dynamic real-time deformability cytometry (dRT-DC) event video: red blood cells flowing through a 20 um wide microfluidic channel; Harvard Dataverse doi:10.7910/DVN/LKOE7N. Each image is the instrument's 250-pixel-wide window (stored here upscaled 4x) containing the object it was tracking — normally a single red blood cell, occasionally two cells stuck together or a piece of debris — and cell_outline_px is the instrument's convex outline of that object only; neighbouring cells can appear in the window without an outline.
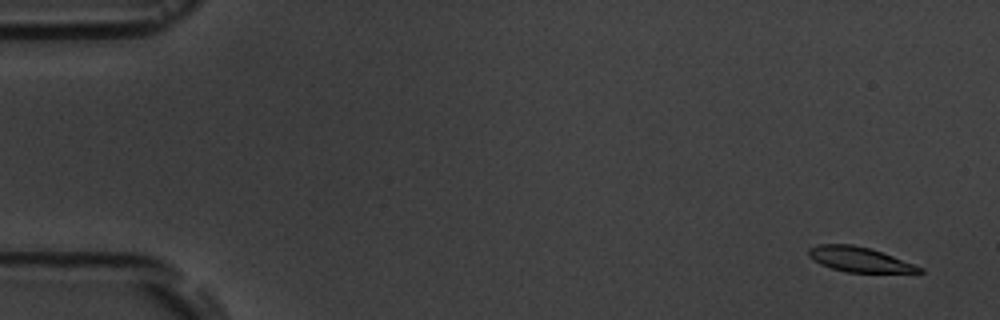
{"species": "common noctule bat (a hibernating species)", "species_latin": "Nyctalus noctula", "temperature_condition": "room temperature", "stored_images_in_passage": 6, "camera_frame_rate_fps": 3000, "um_per_image_px": 0.085, "animal": {"sex": "male", "body_mass_g": 19.5, "forearm_length_mm": 54.6}, "frame": {"image": 1, "passage_image": 6, "time_ms": 6.667, "image_size_px": [1000, 320], "cell_outline_px": [[924, 272], [844, 272], [820, 264], [808, 256], [808, 248], [820, 244], [852, 244], [868, 248], [892, 256], [924, 268]], "centroid_in_image_um": [73.0, 22.05], "position_along_channel_um": 12.0, "area_um2": 15.78}}